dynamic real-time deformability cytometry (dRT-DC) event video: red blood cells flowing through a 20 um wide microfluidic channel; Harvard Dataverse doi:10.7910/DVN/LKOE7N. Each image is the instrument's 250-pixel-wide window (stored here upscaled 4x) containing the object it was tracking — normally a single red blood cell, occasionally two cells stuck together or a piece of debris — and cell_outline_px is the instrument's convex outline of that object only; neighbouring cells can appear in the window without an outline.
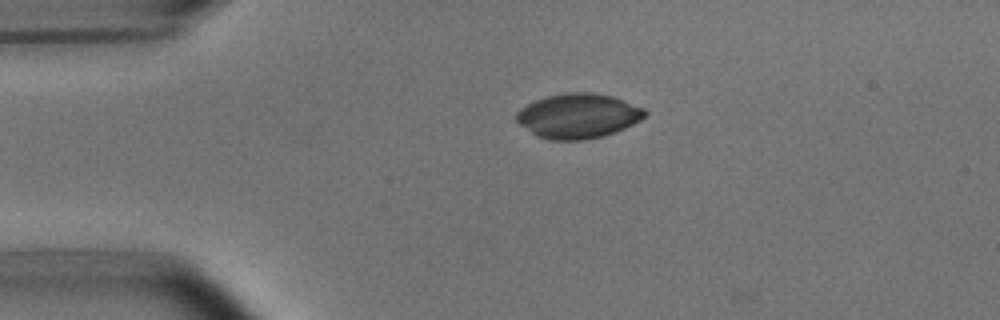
{"species": "common noctule bat (a hibernating species)", "species_latin": "Nyctalus noctula", "temperature_condition": "room temperature", "stored_images_in_passage": 2, "camera_frame_rate_fps": 3000, "um_per_image_px": 0.085, "animal": {"sex": "male", "body_mass_g": 15.6}, "frame": {"image": 1, "passage_image": 1, "time_ms": 0.0, "image_size_px": [1000, 320], "cell_outline_px": [[648, 112], [640, 120], [624, 128], [600, 136], [584, 140], [548, 140], [536, 136], [520, 124], [516, 120], [516, 112], [520, 108], [536, 100], [548, 96], [564, 92], [592, 92], [612, 96], [624, 100], [644, 108]], "centroid_in_image_um": [49.12, 9.84], "position_along_channel_um": 35.9, "area_um2": 33.35}}